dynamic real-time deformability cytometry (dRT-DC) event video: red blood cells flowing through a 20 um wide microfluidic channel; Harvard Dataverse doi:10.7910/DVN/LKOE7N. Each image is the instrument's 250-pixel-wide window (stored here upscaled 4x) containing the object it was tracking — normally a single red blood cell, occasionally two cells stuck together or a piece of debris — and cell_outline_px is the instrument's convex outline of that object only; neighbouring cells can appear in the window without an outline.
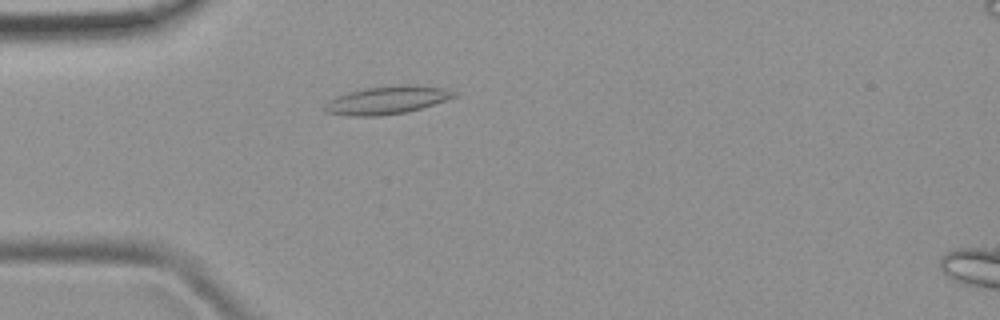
{"species": "common noctule bat (a hibernating species)", "species_latin": "Nyctalus noctula", "temperature_condition": "room temperature", "stored_images_in_passage": 48, "camera_frame_rate_fps": 3000, "um_per_image_px": 0.085, "animal": {"sex": "female", "body_mass_g": 19.9}, "frame": {"image": 1, "passage_image": 13, "time_ms": 4.0, "image_size_px": [1000, 320], "cell_outline_px": [[460, 92], [456, 96], [408, 112], [380, 116], [352, 116], [324, 112], [324, 104], [328, 100], [336, 96], [348, 92], [364, 88], [396, 84], [416, 84], [444, 88]], "centroid_in_image_um": [32.89, 8.49], "position_along_channel_um": 52.1, "area_um2": 21.39}}
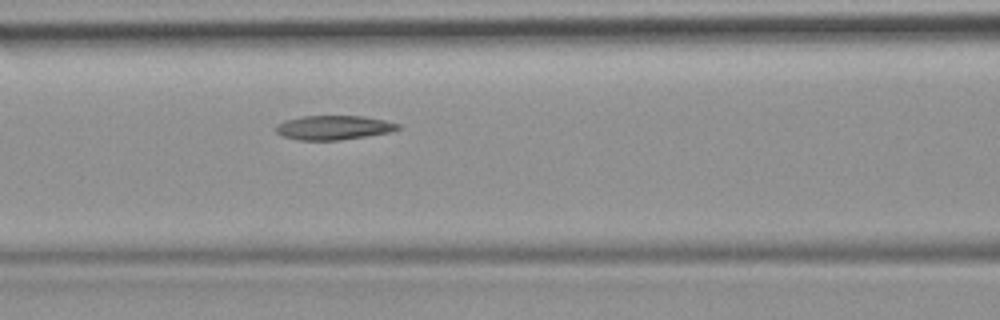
{"frame": {"image": 2, "passage_image": 20, "time_ms": 6.333, "image_size_px": [1000, 320], "cell_outline_px": [[400, 128], [392, 132], [340, 140], [296, 140], [284, 136], [276, 132], [276, 124], [300, 116], [364, 116], [384, 120], [400, 124]], "centroid_in_image_um": [28.38, 10.84], "position_along_channel_um": 138.2, "area_um2": 17.22}}
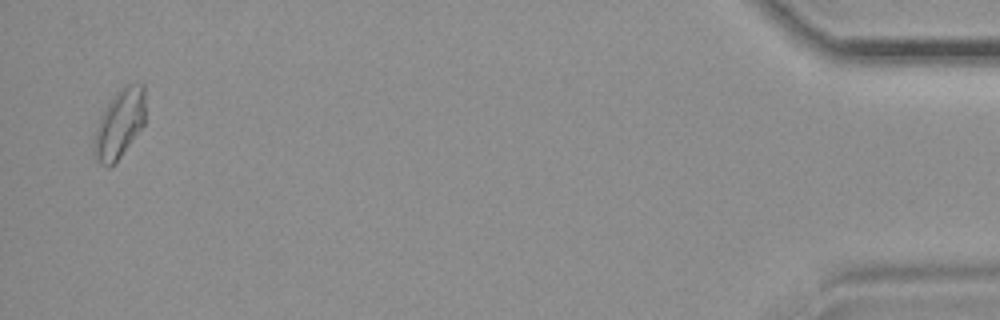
{"frame": {"image": 3, "passage_image": 47, "time_ms": 15.333, "image_size_px": [1000, 320], "cell_outline_px": [[144, 124], [120, 156], [108, 168], [100, 164], [92, 148], [92, 144], [96, 128], [108, 104], [116, 92], [120, 88], [128, 84], [144, 84]], "centroid_in_image_um": [10.15, 10.52], "position_along_channel_um": 425.1, "area_um2": 20.0}}